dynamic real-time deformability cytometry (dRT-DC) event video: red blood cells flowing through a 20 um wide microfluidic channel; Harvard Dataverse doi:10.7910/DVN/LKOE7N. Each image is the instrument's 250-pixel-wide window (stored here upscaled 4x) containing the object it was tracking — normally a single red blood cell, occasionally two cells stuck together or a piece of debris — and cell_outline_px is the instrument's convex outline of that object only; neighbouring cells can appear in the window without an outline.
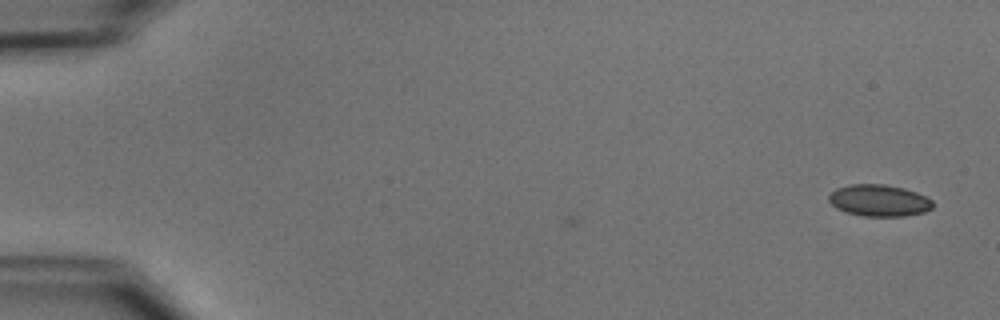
{"species": "common noctule bat (a hibernating species)", "species_latin": "Nyctalus noctula", "temperature_condition": "cold", "stored_images_in_passage": 6, "camera_frame_rate_fps": 3000, "um_per_image_px": 0.085, "animal": {"sex": "male", "body_mass_g": 15.6}, "frame": {"image": 1, "passage_image": 1, "time_ms": 0.0, "image_size_px": [1000, 320], "cell_outline_px": [[932, 208], [924, 212], [904, 216], [864, 216], [844, 212], [836, 208], [828, 200], [828, 196], [836, 188], [848, 184], [884, 184], [904, 188], [916, 192], [932, 200]], "centroid_in_image_um": [74.69, 17.04], "position_along_channel_um": 10.3, "area_um2": 19.25}}